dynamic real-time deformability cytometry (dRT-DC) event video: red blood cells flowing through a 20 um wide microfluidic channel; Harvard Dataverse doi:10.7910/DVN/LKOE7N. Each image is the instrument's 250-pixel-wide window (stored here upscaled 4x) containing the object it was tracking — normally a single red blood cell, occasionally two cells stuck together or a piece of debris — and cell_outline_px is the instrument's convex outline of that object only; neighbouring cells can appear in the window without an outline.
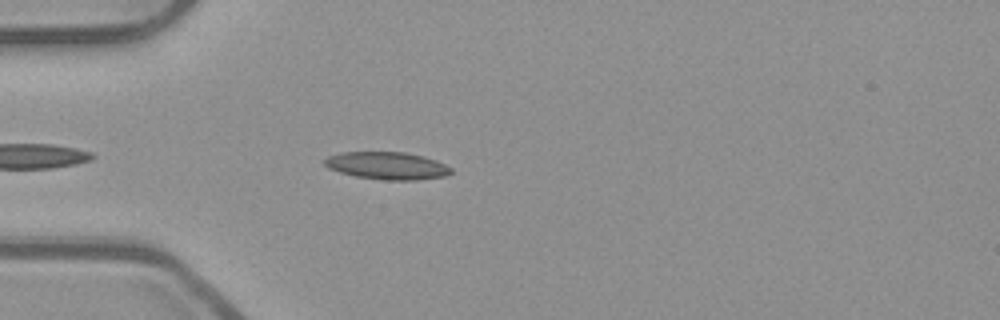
{"species": "common noctule bat (a hibernating species)", "species_latin": "Nyctalus noctula", "temperature_condition": "room temperature", "stored_images_in_passage": 23, "camera_frame_rate_fps": 3000, "um_per_image_px": 0.085, "animal": {"sex": "male", "body_mass_g": 23.1, "forearm_length_mm": 52.7}, "frame": {"image": 1, "passage_image": 4, "time_ms": 1.0, "image_size_px": [1000, 320], "cell_outline_px": [[452, 172], [448, 176], [416, 180], [384, 180], [356, 176], [340, 172], [328, 168], [324, 164], [324, 160], [328, 156], [340, 152], [404, 152], [424, 156], [436, 160], [452, 168]], "centroid_in_image_um": [32.93, 14.08], "position_along_channel_um": 52.1, "area_um2": 20.35}}
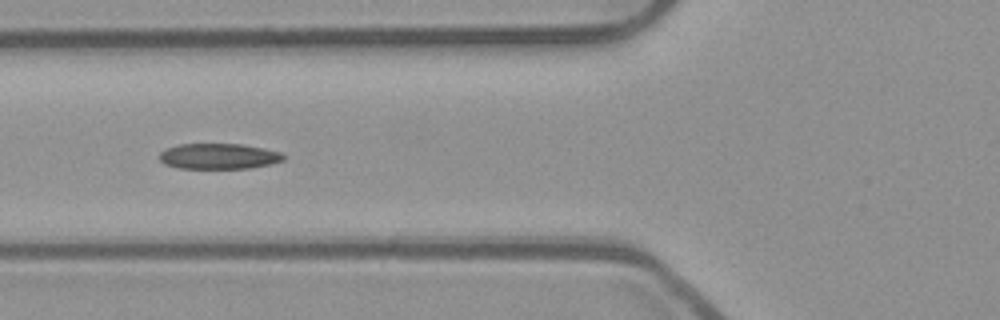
{"frame": {"image": 2, "passage_image": 9, "time_ms": 2.667, "image_size_px": [1000, 320], "cell_outline_px": [[284, 160], [272, 164], [248, 168], [180, 168], [164, 164], [160, 160], [160, 152], [164, 148], [180, 144], [240, 144], [264, 148], [280, 152], [284, 156]], "centroid_in_image_um": [18.58, 13.28], "position_along_channel_um": 107.2, "area_um2": 18.5}}
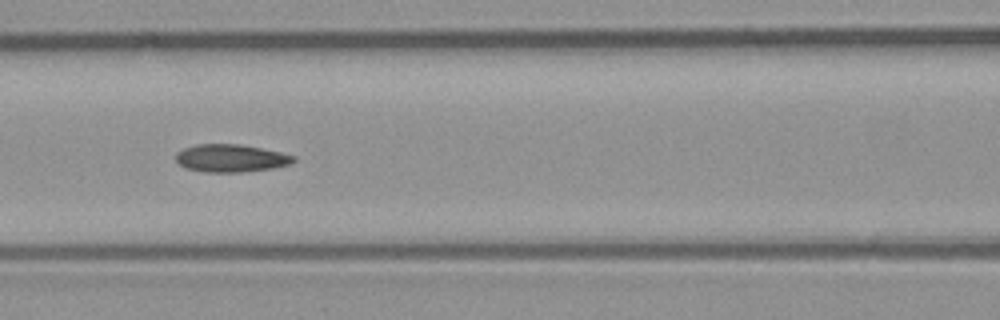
{"frame": {"image": 3, "passage_image": 12, "time_ms": 3.667, "image_size_px": [1000, 320], "cell_outline_px": [[296, 160], [292, 164], [272, 168], [240, 172], [204, 172], [188, 168], [180, 164], [176, 160], [176, 152], [184, 148], [196, 144], [240, 144], [280, 152], [296, 156]], "centroid_in_image_um": [19.64, 13.44], "position_along_channel_um": 147.0, "area_um2": 18.96}}